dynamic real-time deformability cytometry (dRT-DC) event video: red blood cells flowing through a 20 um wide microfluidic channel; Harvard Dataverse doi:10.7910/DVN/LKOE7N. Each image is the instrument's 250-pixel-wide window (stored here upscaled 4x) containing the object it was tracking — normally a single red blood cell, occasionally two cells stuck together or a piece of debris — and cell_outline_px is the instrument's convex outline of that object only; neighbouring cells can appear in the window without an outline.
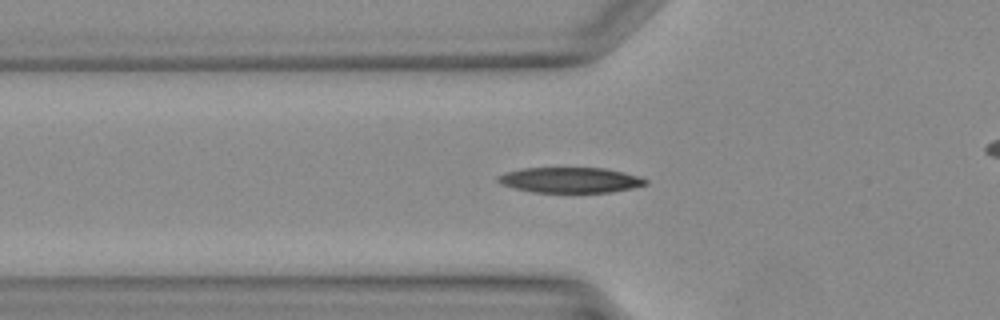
{"species": "Egyptian fruit bat (a non-hibernating species)", "species_latin": "Rousettus aegyptiacus", "temperature_condition": "warm", "stored_images_in_passage": 37, "camera_frame_rate_fps": 3000, "um_per_image_px": 0.085, "animal": {"sex": "female"}, "frame": {"image": 1, "passage_image": 15, "time_ms": 4.667, "image_size_px": [1000, 320], "cell_outline_px": [[648, 184], [632, 188], [612, 192], [532, 192], [500, 184], [496, 180], [496, 176], [504, 172], [520, 168], [604, 168], [624, 172], [640, 176], [648, 180]], "centroid_in_image_um": [48.46, 15.3], "position_along_channel_um": 77.3, "area_um2": 22.02}}
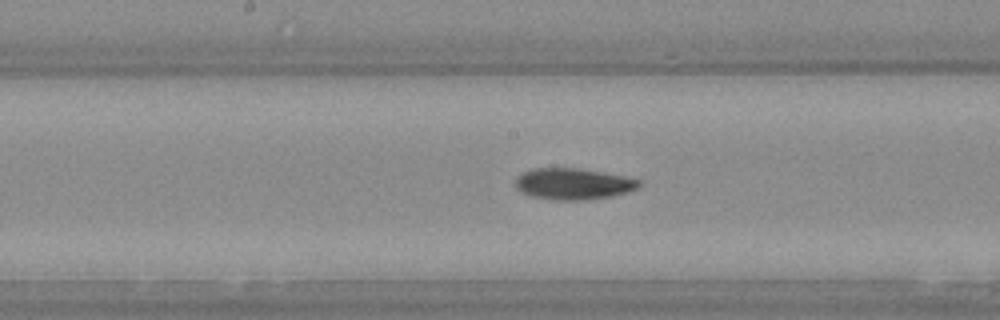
{"frame": {"image": 2, "passage_image": 22, "time_ms": 7.0, "image_size_px": [1000, 320], "cell_outline_px": [[640, 184], [636, 188], [624, 192], [608, 196], [584, 200], [556, 200], [532, 196], [516, 188], [516, 176], [532, 168], [580, 168], [624, 176], [640, 180]], "centroid_in_image_um": [48.68, 15.61], "position_along_channel_um": 199.5, "area_um2": 22.2}}
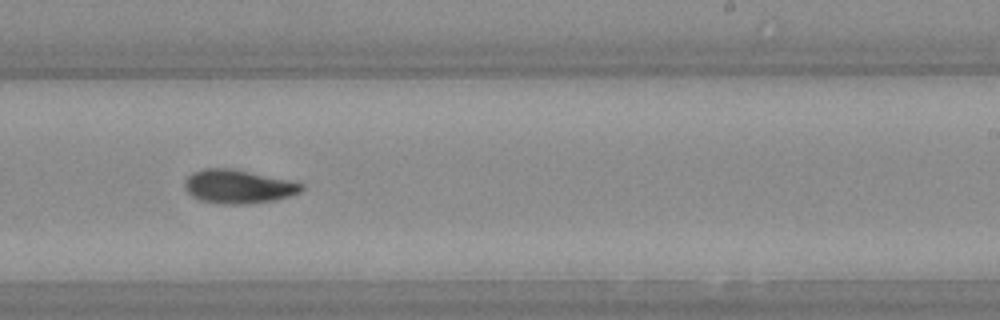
{"frame": {"image": 3, "passage_image": 26, "time_ms": 8.333, "image_size_px": [1000, 320], "cell_outline_px": [[304, 188], [300, 192], [276, 200], [248, 204], [220, 204], [200, 200], [192, 196], [184, 188], [184, 184], [188, 176], [192, 172], [204, 168], [228, 168], [288, 180], [304, 184]], "centroid_in_image_um": [20.22, 15.87], "position_along_channel_um": 268.8, "area_um2": 22.77}}